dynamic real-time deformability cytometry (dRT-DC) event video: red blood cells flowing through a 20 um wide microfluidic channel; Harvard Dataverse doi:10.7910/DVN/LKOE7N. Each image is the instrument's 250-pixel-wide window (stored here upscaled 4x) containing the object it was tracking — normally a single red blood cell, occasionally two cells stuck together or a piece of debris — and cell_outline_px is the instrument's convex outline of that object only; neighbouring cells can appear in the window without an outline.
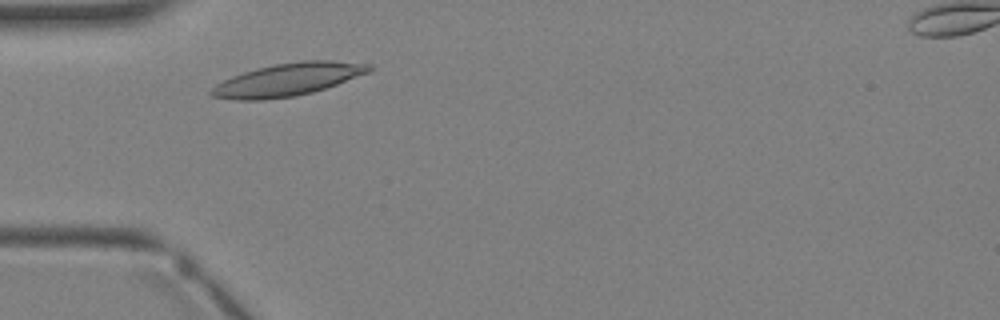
{"species": "Egyptian fruit bat (a non-hibernating species)", "species_latin": "Rousettus aegyptiacus", "temperature_condition": "warm", "stored_images_in_passage": 5, "camera_frame_rate_fps": 3000, "um_per_image_px": 0.085, "animal": {"sex": "female"}, "frame": {"image": 1, "passage_image": 4, "time_ms": 4.667, "image_size_px": [1000, 320], "cell_outline_px": [[372, 68], [368, 72], [336, 84], [312, 92], [296, 96], [264, 100], [236, 100], [212, 96], [208, 92], [216, 84], [232, 76], [256, 68], [276, 64], [304, 60], [328, 60], [372, 64]], "centroid_in_image_um": [24.43, 6.77], "position_along_channel_um": 60.6, "area_um2": 29.77}}
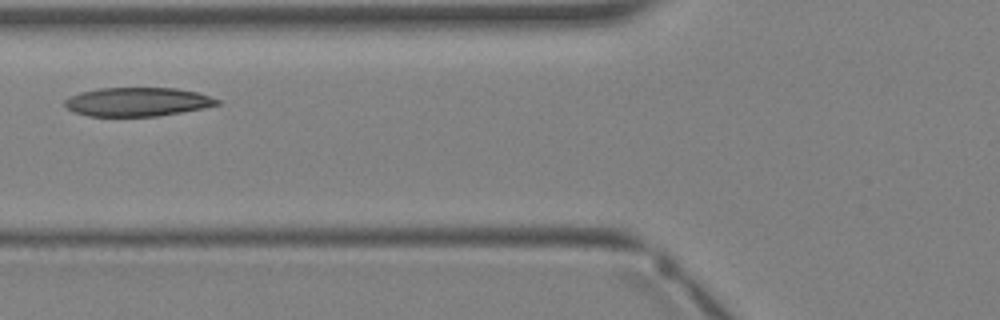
{"frame": {"image": 2, "passage_image": 5, "time_ms": 5.667, "image_size_px": [1000, 320], "cell_outline_px": [[220, 104], [204, 108], [156, 116], [88, 116], [76, 112], [68, 108], [64, 104], [64, 100], [80, 92], [100, 88], [176, 88], [196, 92], [220, 100]], "centroid_in_image_um": [11.69, 8.65], "position_along_channel_um": 114.1, "area_um2": 25.32}}